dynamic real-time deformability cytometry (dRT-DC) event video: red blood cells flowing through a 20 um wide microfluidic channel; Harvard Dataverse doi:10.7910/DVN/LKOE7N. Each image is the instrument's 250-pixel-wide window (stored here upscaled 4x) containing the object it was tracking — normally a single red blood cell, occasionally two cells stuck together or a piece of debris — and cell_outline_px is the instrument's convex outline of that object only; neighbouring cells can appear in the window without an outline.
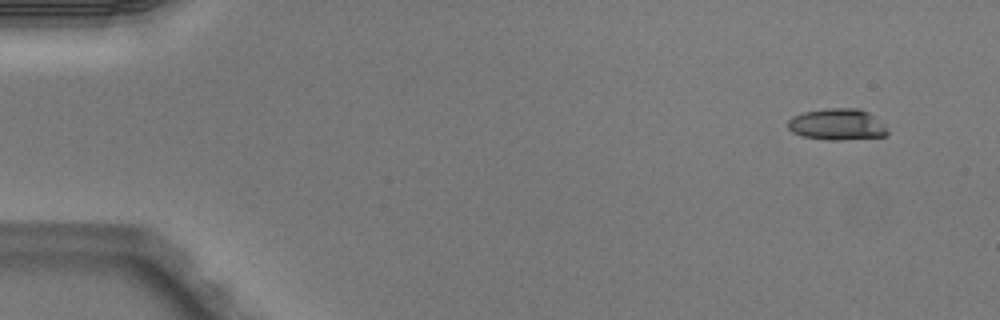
{"species": "Egyptian fruit bat (a non-hibernating species)", "species_latin": "Rousettus aegyptiacus", "temperature_condition": "warm", "stored_images_in_passage": 3, "camera_frame_rate_fps": 3000, "um_per_image_px": 0.085, "animal": {"sex": "male"}, "frame": {"image": 1, "passage_image": 1, "time_ms": 0.0, "image_size_px": [1000, 320], "cell_outline_px": [[888, 132], [884, 136], [840, 140], [828, 140], [804, 136], [792, 132], [788, 128], [788, 120], [792, 116], [804, 112], [828, 108], [860, 108], [868, 112], [888, 128]], "centroid_in_image_um": [71.15, 10.57], "position_along_channel_um": 13.8, "area_um2": 18.15}}